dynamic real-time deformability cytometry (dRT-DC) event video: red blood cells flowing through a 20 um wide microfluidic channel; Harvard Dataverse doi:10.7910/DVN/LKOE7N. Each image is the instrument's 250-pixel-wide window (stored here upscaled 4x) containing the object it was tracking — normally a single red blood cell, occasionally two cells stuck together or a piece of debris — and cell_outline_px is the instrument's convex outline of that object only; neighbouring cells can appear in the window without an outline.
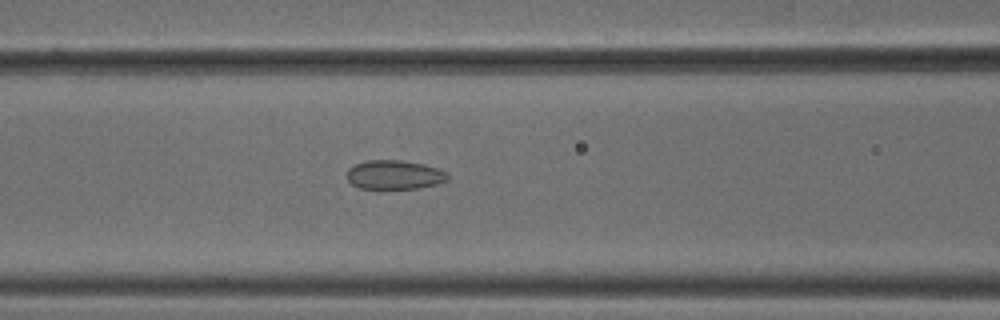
{"species": "common noctule bat (a hibernating species)", "species_latin": "Nyctalus noctula", "temperature_condition": "cold", "stored_images_in_passage": 54, "camera_frame_rate_fps": 3000, "um_per_image_px": 0.085, "animal": {"sex": "male", "body_mass_g": 18.8}, "frame": {"image": 1, "passage_image": 23, "time_ms": 7.333, "image_size_px": [1000, 320], "cell_outline_px": [[448, 180], [436, 184], [416, 188], [360, 188], [352, 184], [348, 180], [348, 168], [356, 164], [368, 160], [400, 160], [424, 164], [448, 172]], "centroid_in_image_um": [33.54, 14.85], "position_along_channel_um": 133.1, "area_um2": 16.88}}
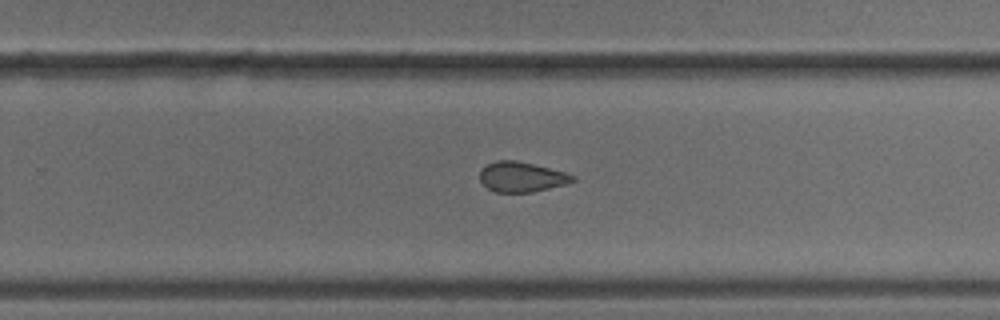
{"frame": {"image": 2, "passage_image": 35, "time_ms": 11.333, "image_size_px": [1000, 320], "cell_outline_px": [[576, 180], [564, 184], [532, 192], [496, 192], [488, 188], [480, 180], [480, 168], [484, 164], [496, 160], [516, 160], [564, 172], [576, 176]], "centroid_in_image_um": [44.29, 15.02], "position_along_channel_um": 285.5, "area_um2": 16.18}}
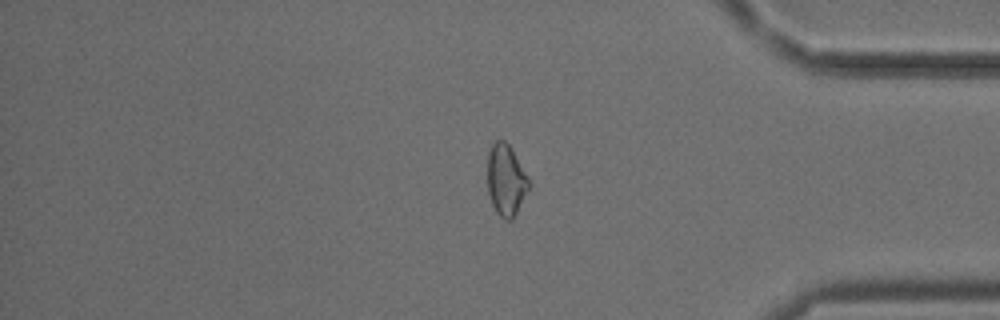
{"frame": {"image": 3, "passage_image": 45, "time_ms": 14.667, "image_size_px": [1000, 320], "cell_outline_px": [[532, 184], [512, 220], [504, 220], [496, 212], [492, 204], [488, 192], [488, 152], [492, 144], [496, 140], [504, 140], [508, 144], [528, 176]], "centroid_in_image_um": [43.02, 15.32], "position_along_channel_um": 392.2, "area_um2": 17.22}, "authors_computed_cell_mechanics": {"area_um2": 17.8024, "velocity_mm_per_s": 3.8066, "shape_relaxation_time_tau1_ms": 11.08, "shape_relaxation_time_tau2_ms": 2.9568, "deformation_change_tau1": 0.1199, "deformation_change_tau2": 0.0858}}